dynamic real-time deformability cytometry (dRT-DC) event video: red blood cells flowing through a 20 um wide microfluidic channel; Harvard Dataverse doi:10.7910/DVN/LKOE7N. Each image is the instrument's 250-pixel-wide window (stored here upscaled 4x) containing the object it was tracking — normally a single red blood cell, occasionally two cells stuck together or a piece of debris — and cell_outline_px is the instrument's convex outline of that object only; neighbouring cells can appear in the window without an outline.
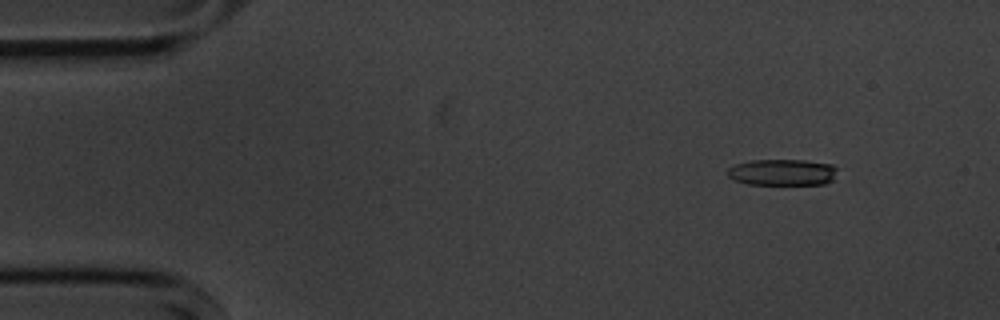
{"species": "common noctule bat (a hibernating species)", "species_latin": "Nyctalus noctula", "temperature_condition": "cold", "stored_images_in_passage": 10, "camera_frame_rate_fps": 3000, "um_per_image_px": 0.085, "animal": {"sex": "male", "body_mass_g": 20.1, "forearm_length_mm": 53.5}, "frame": {"image": 1, "passage_image": 1, "time_ms": 0.0, "image_size_px": [1000, 320], "cell_outline_px": [[836, 168], [832, 180], [824, 184], [748, 184], [736, 180], [728, 176], [728, 168], [736, 164], [752, 160], [804, 160], [832, 164]], "centroid_in_image_um": [66.5, 14.64], "position_along_channel_um": 18.5, "area_um2": 16.65}}
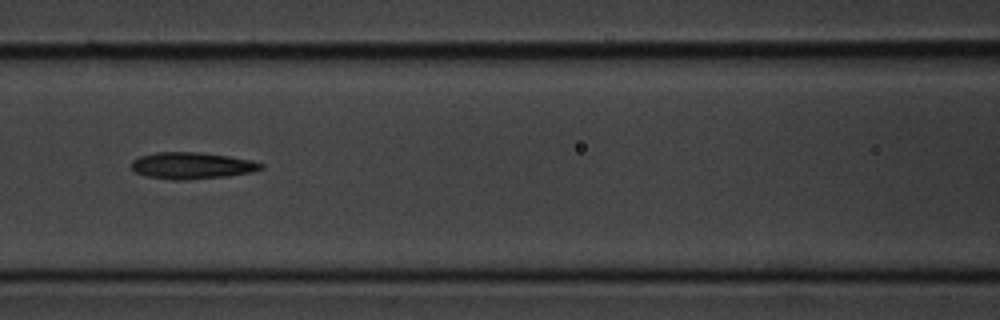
{"frame": {"image": 2, "passage_image": 6, "time_ms": 6.0, "image_size_px": [1000, 320], "cell_outline_px": [[264, 168], [252, 172], [228, 176], [188, 180], [176, 180], [144, 176], [136, 172], [132, 168], [132, 160], [140, 156], [156, 152], [196, 152], [228, 156], [252, 160], [264, 164]], "centroid_in_image_um": [16.32, 14.08], "position_along_channel_um": 150.3, "area_um2": 20.17}}
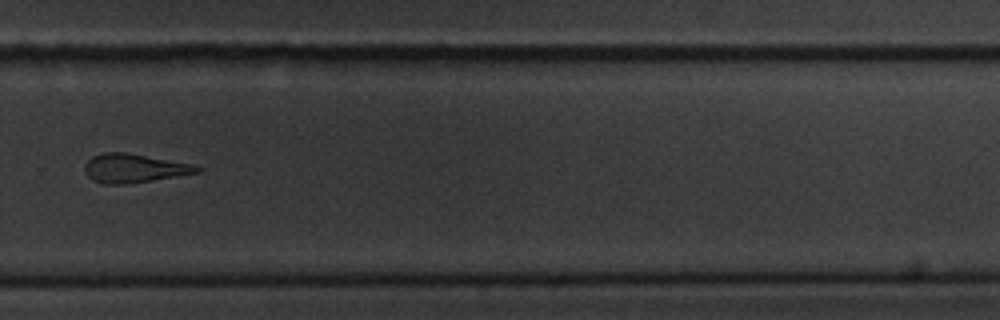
{"frame": {"image": 3, "passage_image": 10, "time_ms": 10.667, "image_size_px": [1000, 320], "cell_outline_px": [[204, 168], [200, 172], [152, 180], [124, 184], [104, 184], [92, 180], [84, 172], [84, 164], [92, 156], [104, 152], [128, 152], [192, 164]], "centroid_in_image_um": [11.37, 14.29], "position_along_channel_um": 318.4, "area_um2": 18.9}}